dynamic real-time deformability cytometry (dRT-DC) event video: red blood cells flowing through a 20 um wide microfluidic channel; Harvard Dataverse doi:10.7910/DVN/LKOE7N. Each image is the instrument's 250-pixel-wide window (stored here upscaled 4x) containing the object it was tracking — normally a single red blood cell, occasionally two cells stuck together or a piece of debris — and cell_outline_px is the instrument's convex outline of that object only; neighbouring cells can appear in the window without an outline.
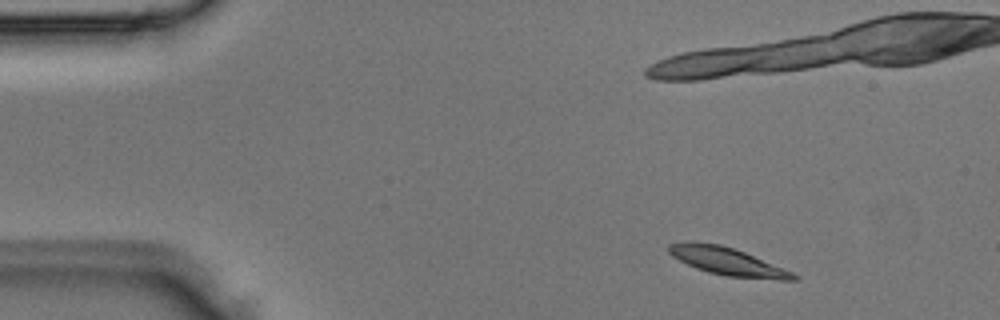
{"species": "Egyptian fruit bat (a non-hibernating species)", "species_latin": "Rousettus aegyptiacus", "temperature_condition": "room temperature", "stored_images_in_passage": 4, "camera_frame_rate_fps": 3000, "um_per_image_px": 0.085, "animal": {"sex": "male"}, "frame": {"image": 1, "passage_image": 1, "time_ms": 0.0, "image_size_px": [1000, 320], "cell_outline_px": [[800, 276], [796, 280], [780, 280], [728, 276], [708, 272], [696, 268], [672, 256], [668, 252], [668, 244], [688, 240], [692, 240], [720, 244], [744, 252], [784, 268]], "centroid_in_image_um": [61.8, 22.2], "position_along_channel_um": 23.2, "area_um2": 20.17}}